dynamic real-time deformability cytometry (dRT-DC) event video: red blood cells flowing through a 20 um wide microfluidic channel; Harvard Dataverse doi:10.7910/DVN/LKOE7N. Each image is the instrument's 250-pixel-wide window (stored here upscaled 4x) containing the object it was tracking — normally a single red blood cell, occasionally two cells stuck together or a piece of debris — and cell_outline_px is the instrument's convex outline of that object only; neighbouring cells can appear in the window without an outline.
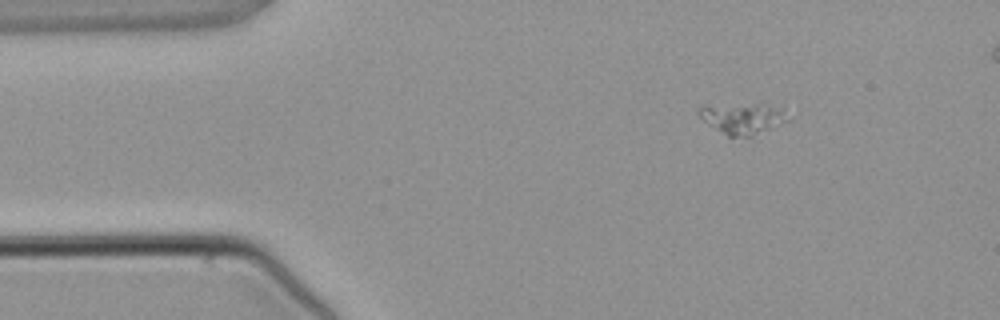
{"species": "common noctule bat (a hibernating species)", "species_latin": "Nyctalus noctula", "temperature_condition": "warm", "stored_images_in_passage": 3, "camera_frame_rate_fps": 3000, "um_per_image_px": 0.085, "animal": {"sex": "male", "body_mass_g": 21.5, "forearm_length_mm": 52.0}, "frame": {"image": 1, "passage_image": 1, "time_ms": 0.0, "image_size_px": [1000, 320], "cell_outline_px": [[792, 120], [752, 136], [728, 136], [704, 120], [696, 112], [704, 104], [784, 104]], "centroid_in_image_um": [63.27, 10.0], "position_along_channel_um": 21.7, "area_um2": 16.65}}